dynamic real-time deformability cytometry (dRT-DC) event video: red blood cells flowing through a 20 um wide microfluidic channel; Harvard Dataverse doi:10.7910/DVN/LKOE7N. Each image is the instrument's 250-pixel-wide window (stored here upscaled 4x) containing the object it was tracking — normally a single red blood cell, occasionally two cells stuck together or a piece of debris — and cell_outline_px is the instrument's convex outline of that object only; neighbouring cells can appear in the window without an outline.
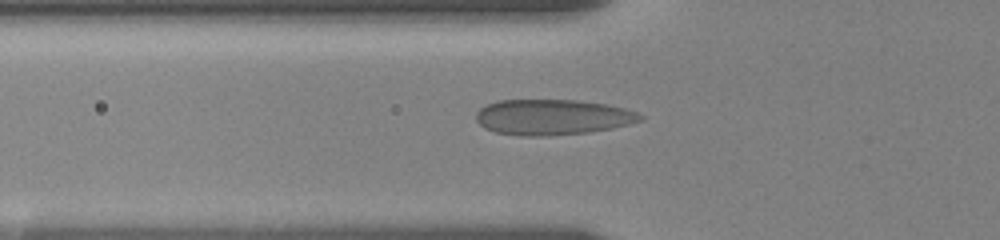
{"species": "human", "species_latin": "Homo sapiens", "temperature_condition": "room temperature", "stored_images_in_passage": 15, "camera_frame_rate_fps": 3000, "um_per_image_px": 0.085, "donor": {"sex": "female"}, "frame": {"image": 1, "passage_image": 11, "time_ms": 5.667, "image_size_px": [1000, 240], "cell_outline_px": [[644, 120], [612, 128], [588, 132], [548, 136], [520, 136], [496, 132], [484, 128], [476, 120], [476, 112], [480, 108], [488, 104], [500, 100], [576, 100], [604, 104], [624, 108], [636, 112], [644, 116]], "centroid_in_image_um": [46.95, 9.96], "position_along_channel_um": 78.8, "area_um2": 33.99}}
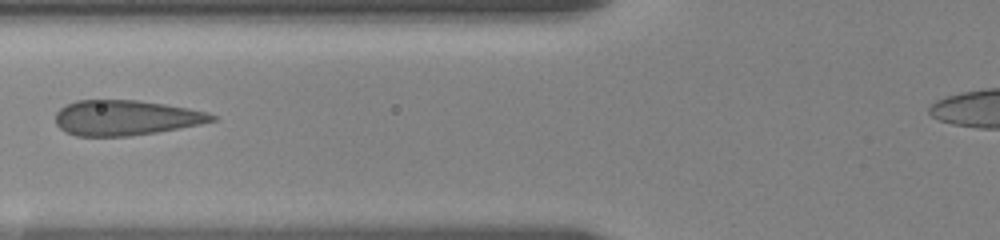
{"frame": {"image": 2, "passage_image": 13, "time_ms": 6.667, "image_size_px": [1000, 240], "cell_outline_px": [[216, 120], [200, 124], [156, 132], [128, 136], [76, 136], [60, 128], [56, 124], [56, 112], [60, 108], [76, 100], [140, 100], [188, 108], [204, 112], [216, 116]], "centroid_in_image_um": [10.66, 10.0], "position_along_channel_um": 115.1, "area_um2": 31.79}}